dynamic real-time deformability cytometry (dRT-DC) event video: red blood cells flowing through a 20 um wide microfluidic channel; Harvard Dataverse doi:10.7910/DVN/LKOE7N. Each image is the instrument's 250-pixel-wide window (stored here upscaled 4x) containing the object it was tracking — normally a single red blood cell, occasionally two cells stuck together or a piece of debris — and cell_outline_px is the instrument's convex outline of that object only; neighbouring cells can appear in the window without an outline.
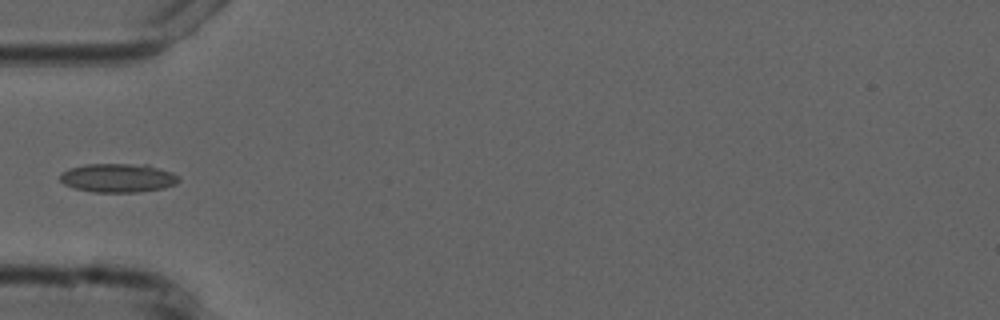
{"species": "common noctule bat (a hibernating species)", "species_latin": "Nyctalus noctula", "temperature_condition": "cold", "stored_images_in_passage": 8, "camera_frame_rate_fps": 3000, "um_per_image_px": 0.085, "animal": {"sex": "male", "forearm_length_mm": 52.5}, "frame": {"image": 1, "passage_image": 4, "time_ms": 3.667, "image_size_px": [1000, 320], "cell_outline_px": [[180, 180], [176, 184], [164, 188], [136, 192], [92, 192], [76, 188], [64, 184], [60, 180], [60, 176], [68, 168], [84, 164], [148, 164], [172, 172], [180, 176]], "centroid_in_image_um": [10.07, 15.11], "position_along_channel_um": 74.9, "area_um2": 20.06}}
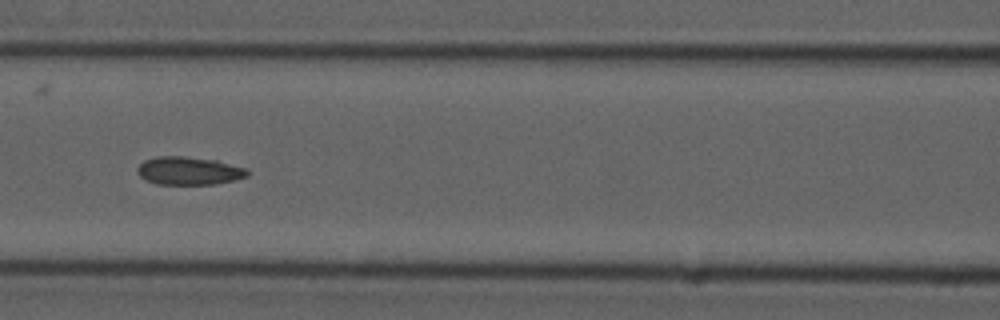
{"frame": {"image": 2, "passage_image": 6, "time_ms": 5.667, "image_size_px": [1000, 320], "cell_outline_px": [[248, 176], [236, 180], [216, 184], [156, 184], [144, 180], [136, 172], [136, 168], [144, 160], [156, 156], [184, 156], [216, 160], [248, 168]], "centroid_in_image_um": [16.05, 14.52], "position_along_channel_um": 150.6, "area_um2": 18.26}}
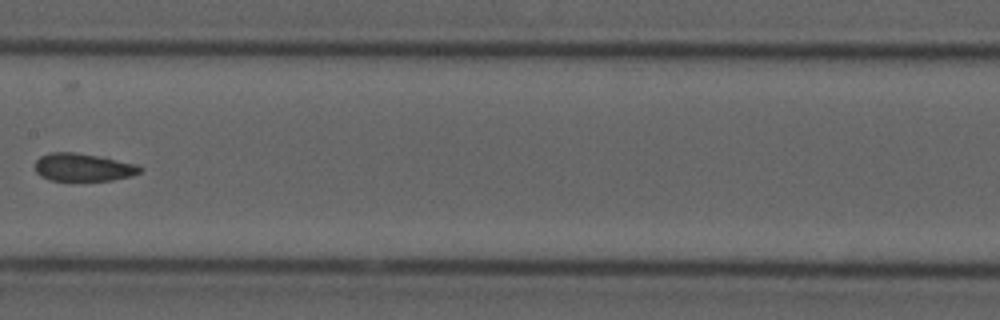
{"frame": {"image": 3, "passage_image": 7, "time_ms": 7.0, "image_size_px": [1000, 320], "cell_outline_px": [[144, 168], [140, 172], [132, 176], [112, 180], [72, 184], [48, 180], [40, 176], [36, 172], [36, 160], [40, 156], [48, 152], [76, 152], [104, 156], [136, 164]], "centroid_in_image_um": [7.06, 14.26], "position_along_channel_um": 200.3, "area_um2": 18.21}}